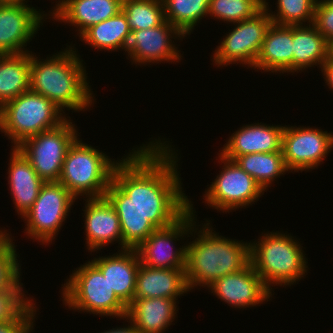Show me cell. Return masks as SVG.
I'll return each instance as SVG.
<instances>
[{
  "label": "cell",
  "instance_id": "6da1fadb",
  "mask_svg": "<svg viewBox=\"0 0 333 333\" xmlns=\"http://www.w3.org/2000/svg\"><path fill=\"white\" fill-rule=\"evenodd\" d=\"M154 139L121 158L104 195L119 217L123 250L136 249L190 209L177 170L178 150L165 138Z\"/></svg>",
  "mask_w": 333,
  "mask_h": 333
},
{
  "label": "cell",
  "instance_id": "7a4b0ae2",
  "mask_svg": "<svg viewBox=\"0 0 333 333\" xmlns=\"http://www.w3.org/2000/svg\"><path fill=\"white\" fill-rule=\"evenodd\" d=\"M74 46L67 45L46 59L30 52V90L51 100L63 112L87 111L96 100L85 64Z\"/></svg>",
  "mask_w": 333,
  "mask_h": 333
},
{
  "label": "cell",
  "instance_id": "3957f363",
  "mask_svg": "<svg viewBox=\"0 0 333 333\" xmlns=\"http://www.w3.org/2000/svg\"><path fill=\"white\" fill-rule=\"evenodd\" d=\"M205 221L202 225L195 222L192 233L197 237L186 243L185 278L189 291L199 286L207 289L220 277L238 272L250 263L249 241L219 235L211 220Z\"/></svg>",
  "mask_w": 333,
  "mask_h": 333
},
{
  "label": "cell",
  "instance_id": "277c9868",
  "mask_svg": "<svg viewBox=\"0 0 333 333\" xmlns=\"http://www.w3.org/2000/svg\"><path fill=\"white\" fill-rule=\"evenodd\" d=\"M258 240L250 241V262L271 291L275 285L286 288L298 284L307 275L308 259L294 236L268 231Z\"/></svg>",
  "mask_w": 333,
  "mask_h": 333
},
{
  "label": "cell",
  "instance_id": "5b68a950",
  "mask_svg": "<svg viewBox=\"0 0 333 333\" xmlns=\"http://www.w3.org/2000/svg\"><path fill=\"white\" fill-rule=\"evenodd\" d=\"M121 159L82 142L79 137L69 147L59 182L76 198H102L108 189L115 166Z\"/></svg>",
  "mask_w": 333,
  "mask_h": 333
},
{
  "label": "cell",
  "instance_id": "8992f818",
  "mask_svg": "<svg viewBox=\"0 0 333 333\" xmlns=\"http://www.w3.org/2000/svg\"><path fill=\"white\" fill-rule=\"evenodd\" d=\"M51 100L31 90L0 108V132L17 147L25 139L58 127L67 118Z\"/></svg>",
  "mask_w": 333,
  "mask_h": 333
},
{
  "label": "cell",
  "instance_id": "52a82bcc",
  "mask_svg": "<svg viewBox=\"0 0 333 333\" xmlns=\"http://www.w3.org/2000/svg\"><path fill=\"white\" fill-rule=\"evenodd\" d=\"M62 284L63 304L70 310L121 318L127 314V306L116 296L102 272L91 262H85Z\"/></svg>",
  "mask_w": 333,
  "mask_h": 333
},
{
  "label": "cell",
  "instance_id": "ba28073f",
  "mask_svg": "<svg viewBox=\"0 0 333 333\" xmlns=\"http://www.w3.org/2000/svg\"><path fill=\"white\" fill-rule=\"evenodd\" d=\"M77 199L59 182H44L31 209L22 217L25 235L41 245L52 243Z\"/></svg>",
  "mask_w": 333,
  "mask_h": 333
},
{
  "label": "cell",
  "instance_id": "9c48e42d",
  "mask_svg": "<svg viewBox=\"0 0 333 333\" xmlns=\"http://www.w3.org/2000/svg\"><path fill=\"white\" fill-rule=\"evenodd\" d=\"M72 121L67 117L58 127L33 135L17 146L44 182L59 181L67 151L79 136Z\"/></svg>",
  "mask_w": 333,
  "mask_h": 333
},
{
  "label": "cell",
  "instance_id": "30bf717a",
  "mask_svg": "<svg viewBox=\"0 0 333 333\" xmlns=\"http://www.w3.org/2000/svg\"><path fill=\"white\" fill-rule=\"evenodd\" d=\"M218 155L216 160L221 161L222 169L203 193L208 207L229 213L257 202L264 195L262 187L234 160Z\"/></svg>",
  "mask_w": 333,
  "mask_h": 333
},
{
  "label": "cell",
  "instance_id": "8fae6325",
  "mask_svg": "<svg viewBox=\"0 0 333 333\" xmlns=\"http://www.w3.org/2000/svg\"><path fill=\"white\" fill-rule=\"evenodd\" d=\"M272 23L273 21L264 7L250 19L234 23V27H231L232 29L216 46L217 48L211 56V58L213 57L212 62L217 67L237 63V65H243L244 68L254 69L263 40Z\"/></svg>",
  "mask_w": 333,
  "mask_h": 333
},
{
  "label": "cell",
  "instance_id": "7c38bea8",
  "mask_svg": "<svg viewBox=\"0 0 333 333\" xmlns=\"http://www.w3.org/2000/svg\"><path fill=\"white\" fill-rule=\"evenodd\" d=\"M192 202L190 199V209L178 221L166 228L156 229L136 248L141 264L161 269L186 268V244L178 248L175 245L180 239L193 236L192 228L197 222V215Z\"/></svg>",
  "mask_w": 333,
  "mask_h": 333
},
{
  "label": "cell",
  "instance_id": "4fadbf2b",
  "mask_svg": "<svg viewBox=\"0 0 333 333\" xmlns=\"http://www.w3.org/2000/svg\"><path fill=\"white\" fill-rule=\"evenodd\" d=\"M332 133L317 127L285 124L282 153L288 173L311 171L323 164V160L333 150Z\"/></svg>",
  "mask_w": 333,
  "mask_h": 333
},
{
  "label": "cell",
  "instance_id": "5bb4252c",
  "mask_svg": "<svg viewBox=\"0 0 333 333\" xmlns=\"http://www.w3.org/2000/svg\"><path fill=\"white\" fill-rule=\"evenodd\" d=\"M45 19H50L47 13L29 6L27 1L0 4V55L32 52L27 43L40 31Z\"/></svg>",
  "mask_w": 333,
  "mask_h": 333
},
{
  "label": "cell",
  "instance_id": "9a60e30c",
  "mask_svg": "<svg viewBox=\"0 0 333 333\" xmlns=\"http://www.w3.org/2000/svg\"><path fill=\"white\" fill-rule=\"evenodd\" d=\"M176 38L182 41L185 36L166 20L155 28L131 31L127 57L136 66L180 62L183 56L174 42Z\"/></svg>",
  "mask_w": 333,
  "mask_h": 333
},
{
  "label": "cell",
  "instance_id": "2e32d148",
  "mask_svg": "<svg viewBox=\"0 0 333 333\" xmlns=\"http://www.w3.org/2000/svg\"><path fill=\"white\" fill-rule=\"evenodd\" d=\"M208 290L228 306L243 310L246 307L261 306L262 303L270 301L274 295L255 272L251 262L238 272L220 277L209 286Z\"/></svg>",
  "mask_w": 333,
  "mask_h": 333
},
{
  "label": "cell",
  "instance_id": "e0dca14e",
  "mask_svg": "<svg viewBox=\"0 0 333 333\" xmlns=\"http://www.w3.org/2000/svg\"><path fill=\"white\" fill-rule=\"evenodd\" d=\"M85 200V212L82 215L85 227L86 248L89 252H95L109 246L110 243H118L123 250V237L119 217L105 198H90ZM117 241V242H116Z\"/></svg>",
  "mask_w": 333,
  "mask_h": 333
},
{
  "label": "cell",
  "instance_id": "ac0fdd59",
  "mask_svg": "<svg viewBox=\"0 0 333 333\" xmlns=\"http://www.w3.org/2000/svg\"><path fill=\"white\" fill-rule=\"evenodd\" d=\"M47 15L52 21L76 27L80 37L91 26L98 24L122 9V0H58ZM58 2V3H57ZM52 16V17H50Z\"/></svg>",
  "mask_w": 333,
  "mask_h": 333
},
{
  "label": "cell",
  "instance_id": "d6986e66",
  "mask_svg": "<svg viewBox=\"0 0 333 333\" xmlns=\"http://www.w3.org/2000/svg\"><path fill=\"white\" fill-rule=\"evenodd\" d=\"M284 126L251 123L241 126L227 140L220 154L233 160L250 153H273L282 151Z\"/></svg>",
  "mask_w": 333,
  "mask_h": 333
},
{
  "label": "cell",
  "instance_id": "ffe728a7",
  "mask_svg": "<svg viewBox=\"0 0 333 333\" xmlns=\"http://www.w3.org/2000/svg\"><path fill=\"white\" fill-rule=\"evenodd\" d=\"M91 262L102 272L116 296L128 306L134 298L140 265L136 249H119L109 256L94 257Z\"/></svg>",
  "mask_w": 333,
  "mask_h": 333
},
{
  "label": "cell",
  "instance_id": "44dd1931",
  "mask_svg": "<svg viewBox=\"0 0 333 333\" xmlns=\"http://www.w3.org/2000/svg\"><path fill=\"white\" fill-rule=\"evenodd\" d=\"M8 165L7 178L12 202L22 218L36 201L44 181L17 147L11 148Z\"/></svg>",
  "mask_w": 333,
  "mask_h": 333
},
{
  "label": "cell",
  "instance_id": "7402d4cb",
  "mask_svg": "<svg viewBox=\"0 0 333 333\" xmlns=\"http://www.w3.org/2000/svg\"><path fill=\"white\" fill-rule=\"evenodd\" d=\"M255 69L293 75V25L271 24L255 61Z\"/></svg>",
  "mask_w": 333,
  "mask_h": 333
},
{
  "label": "cell",
  "instance_id": "603a6c76",
  "mask_svg": "<svg viewBox=\"0 0 333 333\" xmlns=\"http://www.w3.org/2000/svg\"><path fill=\"white\" fill-rule=\"evenodd\" d=\"M188 292L185 268L161 269L140 263L133 300L143 298L178 299Z\"/></svg>",
  "mask_w": 333,
  "mask_h": 333
},
{
  "label": "cell",
  "instance_id": "cb8c5ba5",
  "mask_svg": "<svg viewBox=\"0 0 333 333\" xmlns=\"http://www.w3.org/2000/svg\"><path fill=\"white\" fill-rule=\"evenodd\" d=\"M178 299L143 298L127 306L126 316L139 333H165L177 317ZM166 329V330H165Z\"/></svg>",
  "mask_w": 333,
  "mask_h": 333
},
{
  "label": "cell",
  "instance_id": "d4e9b609",
  "mask_svg": "<svg viewBox=\"0 0 333 333\" xmlns=\"http://www.w3.org/2000/svg\"><path fill=\"white\" fill-rule=\"evenodd\" d=\"M329 58V42L313 24L293 25V74L318 66Z\"/></svg>",
  "mask_w": 333,
  "mask_h": 333
},
{
  "label": "cell",
  "instance_id": "484cf974",
  "mask_svg": "<svg viewBox=\"0 0 333 333\" xmlns=\"http://www.w3.org/2000/svg\"><path fill=\"white\" fill-rule=\"evenodd\" d=\"M131 30L125 13L121 10L115 16L91 26L79 38L91 48L105 51L126 52Z\"/></svg>",
  "mask_w": 333,
  "mask_h": 333
},
{
  "label": "cell",
  "instance_id": "4316f807",
  "mask_svg": "<svg viewBox=\"0 0 333 333\" xmlns=\"http://www.w3.org/2000/svg\"><path fill=\"white\" fill-rule=\"evenodd\" d=\"M30 52L0 55V108L30 90Z\"/></svg>",
  "mask_w": 333,
  "mask_h": 333
},
{
  "label": "cell",
  "instance_id": "83f0119b",
  "mask_svg": "<svg viewBox=\"0 0 333 333\" xmlns=\"http://www.w3.org/2000/svg\"><path fill=\"white\" fill-rule=\"evenodd\" d=\"M245 172L267 192L280 176L289 170L284 162L282 151L273 153H250L233 159Z\"/></svg>",
  "mask_w": 333,
  "mask_h": 333
},
{
  "label": "cell",
  "instance_id": "f1b7e54d",
  "mask_svg": "<svg viewBox=\"0 0 333 333\" xmlns=\"http://www.w3.org/2000/svg\"><path fill=\"white\" fill-rule=\"evenodd\" d=\"M165 20L185 37L191 35L202 18L208 17L210 0H162Z\"/></svg>",
  "mask_w": 333,
  "mask_h": 333
},
{
  "label": "cell",
  "instance_id": "f546056e",
  "mask_svg": "<svg viewBox=\"0 0 333 333\" xmlns=\"http://www.w3.org/2000/svg\"><path fill=\"white\" fill-rule=\"evenodd\" d=\"M5 229H0V292L24 291L19 256L13 242L15 239Z\"/></svg>",
  "mask_w": 333,
  "mask_h": 333
},
{
  "label": "cell",
  "instance_id": "4dcf8cb0",
  "mask_svg": "<svg viewBox=\"0 0 333 333\" xmlns=\"http://www.w3.org/2000/svg\"><path fill=\"white\" fill-rule=\"evenodd\" d=\"M131 31L155 28L165 21L162 0H122Z\"/></svg>",
  "mask_w": 333,
  "mask_h": 333
},
{
  "label": "cell",
  "instance_id": "1f68e13d",
  "mask_svg": "<svg viewBox=\"0 0 333 333\" xmlns=\"http://www.w3.org/2000/svg\"><path fill=\"white\" fill-rule=\"evenodd\" d=\"M316 3L317 0H277V13L271 11L267 0H263V7L275 24L308 25L313 24Z\"/></svg>",
  "mask_w": 333,
  "mask_h": 333
},
{
  "label": "cell",
  "instance_id": "d6a6232c",
  "mask_svg": "<svg viewBox=\"0 0 333 333\" xmlns=\"http://www.w3.org/2000/svg\"><path fill=\"white\" fill-rule=\"evenodd\" d=\"M262 8L263 0H210L208 15L234 24L250 19Z\"/></svg>",
  "mask_w": 333,
  "mask_h": 333
},
{
  "label": "cell",
  "instance_id": "836d02e7",
  "mask_svg": "<svg viewBox=\"0 0 333 333\" xmlns=\"http://www.w3.org/2000/svg\"><path fill=\"white\" fill-rule=\"evenodd\" d=\"M25 291L0 292V323L16 319L32 302Z\"/></svg>",
  "mask_w": 333,
  "mask_h": 333
},
{
  "label": "cell",
  "instance_id": "e575fe53",
  "mask_svg": "<svg viewBox=\"0 0 333 333\" xmlns=\"http://www.w3.org/2000/svg\"><path fill=\"white\" fill-rule=\"evenodd\" d=\"M313 25L328 42L333 39V0H317Z\"/></svg>",
  "mask_w": 333,
  "mask_h": 333
},
{
  "label": "cell",
  "instance_id": "d590c367",
  "mask_svg": "<svg viewBox=\"0 0 333 333\" xmlns=\"http://www.w3.org/2000/svg\"><path fill=\"white\" fill-rule=\"evenodd\" d=\"M33 301L16 319L0 323V333H31L37 317L36 303Z\"/></svg>",
  "mask_w": 333,
  "mask_h": 333
},
{
  "label": "cell",
  "instance_id": "8d00e7d4",
  "mask_svg": "<svg viewBox=\"0 0 333 333\" xmlns=\"http://www.w3.org/2000/svg\"><path fill=\"white\" fill-rule=\"evenodd\" d=\"M321 74L330 90L333 91V57L329 56L327 61L321 66Z\"/></svg>",
  "mask_w": 333,
  "mask_h": 333
},
{
  "label": "cell",
  "instance_id": "74e56055",
  "mask_svg": "<svg viewBox=\"0 0 333 333\" xmlns=\"http://www.w3.org/2000/svg\"><path fill=\"white\" fill-rule=\"evenodd\" d=\"M122 320H125V322H129L127 326V324L125 326H121V327H115L110 329L109 331L106 330L105 332H101V333H139L137 327L133 324V322L127 317V316H123L121 317ZM129 320V321H128Z\"/></svg>",
  "mask_w": 333,
  "mask_h": 333
},
{
  "label": "cell",
  "instance_id": "f35d334b",
  "mask_svg": "<svg viewBox=\"0 0 333 333\" xmlns=\"http://www.w3.org/2000/svg\"><path fill=\"white\" fill-rule=\"evenodd\" d=\"M25 1L26 0H0V4H16Z\"/></svg>",
  "mask_w": 333,
  "mask_h": 333
},
{
  "label": "cell",
  "instance_id": "ab89813d",
  "mask_svg": "<svg viewBox=\"0 0 333 333\" xmlns=\"http://www.w3.org/2000/svg\"><path fill=\"white\" fill-rule=\"evenodd\" d=\"M329 56L333 57V39L329 42Z\"/></svg>",
  "mask_w": 333,
  "mask_h": 333
}]
</instances>
